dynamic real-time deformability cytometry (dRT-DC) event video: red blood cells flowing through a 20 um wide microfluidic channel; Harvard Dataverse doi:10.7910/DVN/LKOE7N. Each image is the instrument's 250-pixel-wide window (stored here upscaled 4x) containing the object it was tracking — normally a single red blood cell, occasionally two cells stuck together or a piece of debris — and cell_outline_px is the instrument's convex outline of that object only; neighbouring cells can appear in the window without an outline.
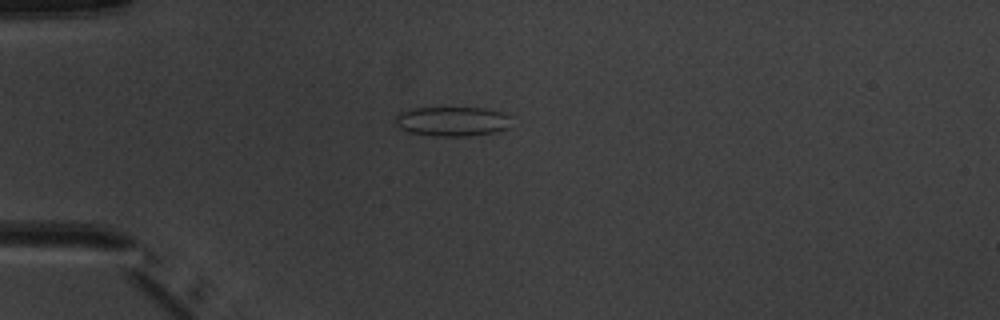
{"species": "common noctule bat (a hibernating species)", "species_latin": "Nyctalus noctula", "temperature_condition": "warm", "stored_images_in_passage": 6, "camera_frame_rate_fps": 3000, "um_per_image_px": 0.085, "animal": {"sex": "male", "body_mass_g": 20.1, "forearm_length_mm": 53.5}, "frame": {"image": 1, "passage_image": 3, "time_ms": 2.333, "image_size_px": [1000, 320], "cell_outline_px": [[508, 128], [496, 132], [468, 136], [436, 136], [408, 132], [396, 124], [396, 116], [400, 112], [412, 108], [484, 108], [504, 112], [508, 116]], "centroid_in_image_um": [38.44, 10.31], "position_along_channel_um": 46.6, "area_um2": 19.83}}
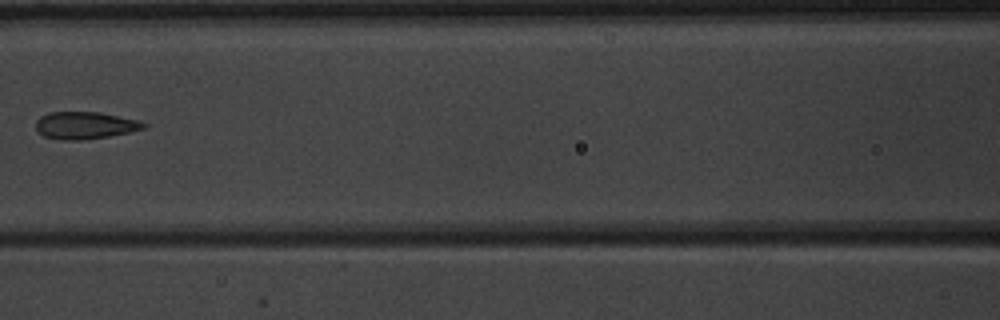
{"frame": {"image": 2, "passage_image": 6, "time_ms": 5.667, "image_size_px": [1000, 320], "cell_outline_px": [[148, 124], [144, 128], [128, 132], [108, 136], [80, 140], [64, 140], [44, 136], [36, 128], [36, 120], [40, 116], [48, 112], [100, 112], [140, 120]], "centroid_in_image_um": [7.23, 10.64], "position_along_channel_um": 159.4, "area_um2": 17.05}}